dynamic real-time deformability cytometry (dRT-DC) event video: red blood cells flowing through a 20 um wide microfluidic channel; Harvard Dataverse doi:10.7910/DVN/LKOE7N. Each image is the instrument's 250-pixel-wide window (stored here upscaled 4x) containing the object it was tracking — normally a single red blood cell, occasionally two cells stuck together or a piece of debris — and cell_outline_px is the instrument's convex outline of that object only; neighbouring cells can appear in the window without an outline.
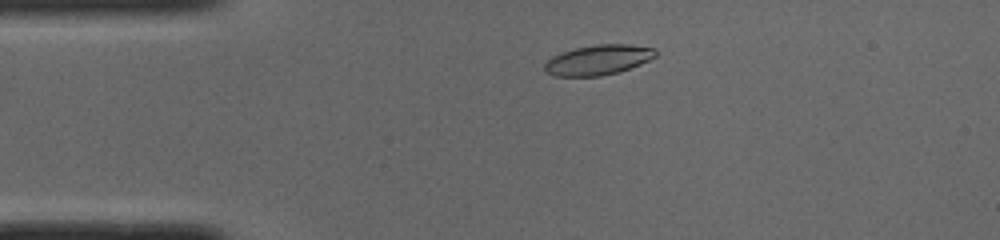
{"species": "common noctule bat (a hibernating species)", "species_latin": "Nyctalus noctula", "temperature_condition": "cold", "stored_images_in_passage": 46, "camera_frame_rate_fps": 3000, "um_per_image_px": 0.085, "animal": {"sex": "male", "body_mass_g": 19.0, "forearm_length_mm": 50.8}, "frame": {"image": 1, "passage_image": 6, "time_ms": 1.667, "image_size_px": [1000, 240], "cell_outline_px": [[656, 56], [640, 64], [616, 72], [600, 76], [556, 76], [544, 72], [544, 64], [552, 56], [576, 48], [596, 44], [628, 44], [656, 48]], "centroid_in_image_um": [50.83, 5.09], "position_along_channel_um": 34.2, "area_um2": 19.25}}
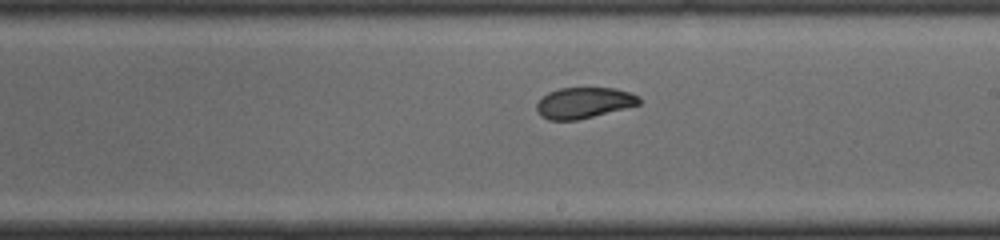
{"frame": {"image": 2, "passage_image": 24, "time_ms": 7.667, "image_size_px": [1000, 240], "cell_outline_px": [[640, 104], [576, 120], [548, 120], [540, 116], [536, 108], [536, 104], [548, 92], [560, 88], [616, 88], [640, 96]], "centroid_in_image_um": [49.61, 8.73], "position_along_channel_um": 239.4, "area_um2": 18.26}}
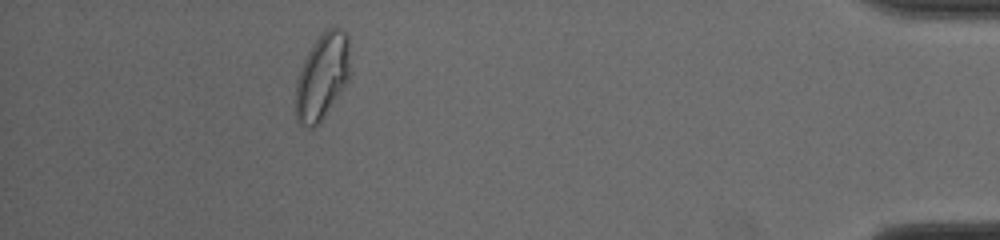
{"frame": {"image": 3, "passage_image": 41, "time_ms": 13.333, "image_size_px": [1000, 240], "cell_outline_px": [[348, 80], [344, 88], [324, 116], [312, 128], [308, 128], [300, 124], [296, 120], [296, 80], [304, 60], [312, 44], [328, 28], [340, 28], [348, 36]], "centroid_in_image_um": [27.36, 6.52], "position_along_channel_um": 407.8, "area_um2": 26.76}, "authors_computed_cell_mechanics": {"area_um2": 19.5075, "velocity_mm_per_s": 3.9796, "shape_relaxation_time_tau1_ms": 7.4996, "shape_relaxation_time_tau2_ms": 1.5469, "deformation_change_tau1": 0.1889, "deformation_change_tau2": 0.0553}}